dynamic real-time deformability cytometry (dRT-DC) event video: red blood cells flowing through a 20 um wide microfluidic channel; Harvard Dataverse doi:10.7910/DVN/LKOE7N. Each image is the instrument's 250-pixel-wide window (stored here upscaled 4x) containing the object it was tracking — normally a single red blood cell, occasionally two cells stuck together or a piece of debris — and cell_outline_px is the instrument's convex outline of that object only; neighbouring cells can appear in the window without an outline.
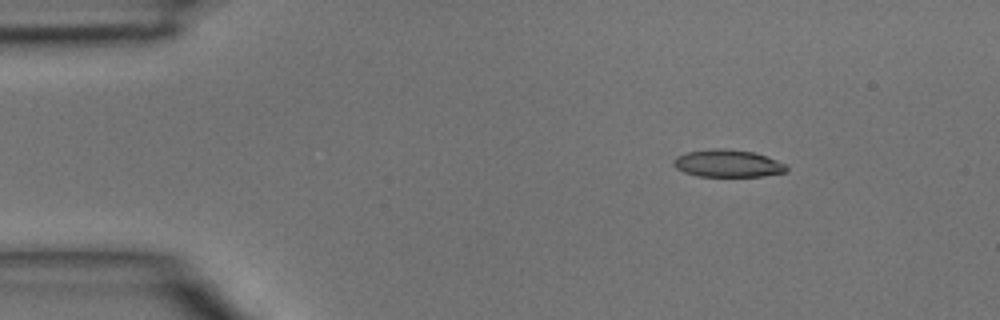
{"species": "common noctule bat (a hibernating species)", "species_latin": "Nyctalus noctula", "temperature_condition": "room temperature", "stored_images_in_passage": 3, "camera_frame_rate_fps": 3000, "um_per_image_px": 0.085, "animal": {"sex": "male", "body_mass_g": 15.6}, "frame": {"image": 1, "passage_image": 1, "time_ms": 0.0, "image_size_px": [1000, 320], "cell_outline_px": [[788, 172], [764, 176], [696, 176], [684, 172], [676, 168], [672, 164], [672, 160], [676, 156], [688, 152], [712, 148], [724, 148], [756, 152], [776, 160], [784, 164], [788, 168]], "centroid_in_image_um": [61.85, 13.89], "position_along_channel_um": 23.2, "area_um2": 18.21}}
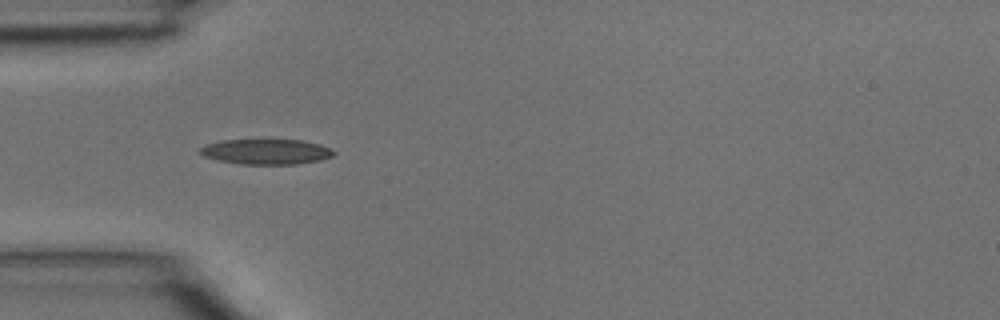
{"frame": {"image": 2, "passage_image": 3, "time_ms": 0.667, "image_size_px": [1000, 320], "cell_outline_px": [[336, 152], [332, 156], [320, 160], [296, 164], [240, 164], [216, 160], [204, 156], [196, 152], [204, 144], [220, 140], [300, 140], [320, 144]], "centroid_in_image_um": [22.55, 12.89], "position_along_channel_um": 62.4, "area_um2": 19.77}}